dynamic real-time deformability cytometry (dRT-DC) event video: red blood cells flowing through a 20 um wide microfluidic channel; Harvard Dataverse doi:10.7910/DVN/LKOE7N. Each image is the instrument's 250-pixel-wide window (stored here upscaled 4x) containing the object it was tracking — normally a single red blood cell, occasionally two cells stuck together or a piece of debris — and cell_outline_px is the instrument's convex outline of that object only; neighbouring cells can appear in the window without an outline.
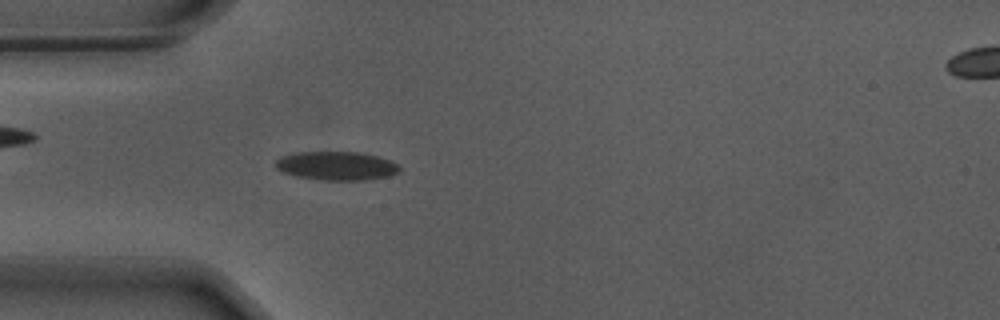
{"species": "Egyptian fruit bat (a non-hibernating species)", "species_latin": "Rousettus aegyptiacus", "temperature_condition": "warm", "stored_images_in_passage": 54, "camera_frame_rate_fps": 3000, "um_per_image_px": 0.085, "animal": {"sex": "male"}, "frame": {"image": 1, "passage_image": 15, "time_ms": 4.667, "image_size_px": [1000, 320], "cell_outline_px": [[400, 172], [388, 176], [364, 180], [320, 180], [296, 176], [280, 172], [276, 168], [276, 160], [280, 156], [296, 152], [356, 152], [376, 156], [388, 160], [396, 164], [400, 168]], "centroid_in_image_um": [28.55, 14.1], "position_along_channel_um": 56.5, "area_um2": 20.69}}
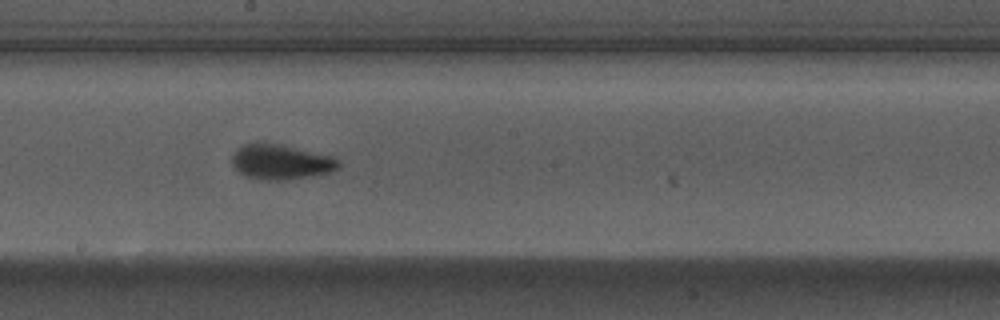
{"frame": {"image": 2, "passage_image": 29, "time_ms": 9.333, "image_size_px": [1000, 320], "cell_outline_px": [[340, 168], [332, 172], [284, 180], [260, 180], [244, 176], [232, 164], [232, 156], [236, 148], [244, 144], [256, 140], [264, 140], [336, 156], [340, 160]], "centroid_in_image_um": [23.88, 13.72], "position_along_channel_um": 224.3, "area_um2": 22.6}}
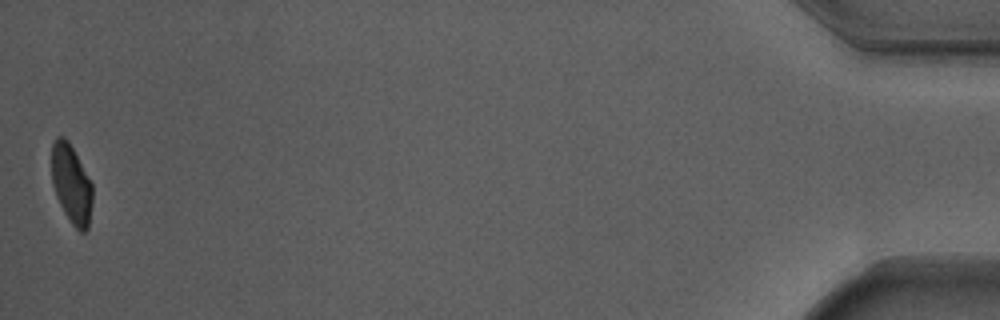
{"frame": {"image": 3, "passage_image": 54, "time_ms": 17.667, "image_size_px": [1000, 320], "cell_outline_px": [[92, 200], [88, 228], [84, 232], [80, 232], [72, 224], [64, 212], [56, 196], [52, 184], [52, 144], [56, 136], [64, 136], [68, 140], [92, 184]], "centroid_in_image_um": [6.05, 15.64], "position_along_channel_um": 429.1, "area_um2": 18.61}, "authors_computed_cell_mechanics": {"area_um2": 20.2878, "velocity_mm_per_s": 3.6855, "shape_relaxation_time_tau1_ms": 2.9302, "shape_relaxation_time_tau2_ms": 0.9269, "deformation_change_tau1": 0.1637, "deformation_change_tau2": 0.0763}}